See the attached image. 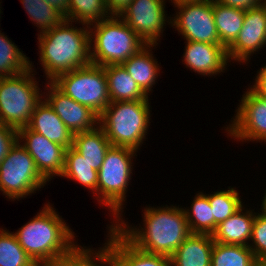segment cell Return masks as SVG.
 <instances>
[{
    "label": "cell",
    "instance_id": "9c48e42d",
    "mask_svg": "<svg viewBox=\"0 0 266 266\" xmlns=\"http://www.w3.org/2000/svg\"><path fill=\"white\" fill-rule=\"evenodd\" d=\"M46 182L34 159L17 141L0 163V191L10 199H19L34 193Z\"/></svg>",
    "mask_w": 266,
    "mask_h": 266
},
{
    "label": "cell",
    "instance_id": "44dd1931",
    "mask_svg": "<svg viewBox=\"0 0 266 266\" xmlns=\"http://www.w3.org/2000/svg\"><path fill=\"white\" fill-rule=\"evenodd\" d=\"M104 70L110 102L148 99L122 64L107 65L104 66Z\"/></svg>",
    "mask_w": 266,
    "mask_h": 266
},
{
    "label": "cell",
    "instance_id": "484cf974",
    "mask_svg": "<svg viewBox=\"0 0 266 266\" xmlns=\"http://www.w3.org/2000/svg\"><path fill=\"white\" fill-rule=\"evenodd\" d=\"M63 177L78 181L85 187L97 192L98 171L91 168L90 164L73 147L66 149Z\"/></svg>",
    "mask_w": 266,
    "mask_h": 266
},
{
    "label": "cell",
    "instance_id": "4fadbf2b",
    "mask_svg": "<svg viewBox=\"0 0 266 266\" xmlns=\"http://www.w3.org/2000/svg\"><path fill=\"white\" fill-rule=\"evenodd\" d=\"M241 103L229 134L240 140L266 141V98L248 90Z\"/></svg>",
    "mask_w": 266,
    "mask_h": 266
},
{
    "label": "cell",
    "instance_id": "9a60e30c",
    "mask_svg": "<svg viewBox=\"0 0 266 266\" xmlns=\"http://www.w3.org/2000/svg\"><path fill=\"white\" fill-rule=\"evenodd\" d=\"M48 85L50 93L45 100L73 135L96 129L94 124H99L97 113L65 95L52 82Z\"/></svg>",
    "mask_w": 266,
    "mask_h": 266
},
{
    "label": "cell",
    "instance_id": "8d00e7d4",
    "mask_svg": "<svg viewBox=\"0 0 266 266\" xmlns=\"http://www.w3.org/2000/svg\"><path fill=\"white\" fill-rule=\"evenodd\" d=\"M216 1L223 5L243 10L254 8L263 4L262 0H216Z\"/></svg>",
    "mask_w": 266,
    "mask_h": 266
},
{
    "label": "cell",
    "instance_id": "3957f363",
    "mask_svg": "<svg viewBox=\"0 0 266 266\" xmlns=\"http://www.w3.org/2000/svg\"><path fill=\"white\" fill-rule=\"evenodd\" d=\"M70 21L64 20L59 25L40 33V60L47 78L52 82L57 76L85 67L91 63L90 32L70 27Z\"/></svg>",
    "mask_w": 266,
    "mask_h": 266
},
{
    "label": "cell",
    "instance_id": "d4e9b609",
    "mask_svg": "<svg viewBox=\"0 0 266 266\" xmlns=\"http://www.w3.org/2000/svg\"><path fill=\"white\" fill-rule=\"evenodd\" d=\"M191 205V212L184 210L191 233L212 235L218 224L214 221L209 195L198 193Z\"/></svg>",
    "mask_w": 266,
    "mask_h": 266
},
{
    "label": "cell",
    "instance_id": "ac0fdd59",
    "mask_svg": "<svg viewBox=\"0 0 266 266\" xmlns=\"http://www.w3.org/2000/svg\"><path fill=\"white\" fill-rule=\"evenodd\" d=\"M27 127L66 149L73 145V133L66 127L46 100L44 102L40 101L36 105Z\"/></svg>",
    "mask_w": 266,
    "mask_h": 266
},
{
    "label": "cell",
    "instance_id": "8fae6325",
    "mask_svg": "<svg viewBox=\"0 0 266 266\" xmlns=\"http://www.w3.org/2000/svg\"><path fill=\"white\" fill-rule=\"evenodd\" d=\"M164 0H133L120 16L146 45H155L165 24Z\"/></svg>",
    "mask_w": 266,
    "mask_h": 266
},
{
    "label": "cell",
    "instance_id": "74e56055",
    "mask_svg": "<svg viewBox=\"0 0 266 266\" xmlns=\"http://www.w3.org/2000/svg\"><path fill=\"white\" fill-rule=\"evenodd\" d=\"M256 78L255 85H253V88L251 87L250 90L254 94L266 98V66L260 69Z\"/></svg>",
    "mask_w": 266,
    "mask_h": 266
},
{
    "label": "cell",
    "instance_id": "5b68a950",
    "mask_svg": "<svg viewBox=\"0 0 266 266\" xmlns=\"http://www.w3.org/2000/svg\"><path fill=\"white\" fill-rule=\"evenodd\" d=\"M93 27L95 31H90V38L94 35V41L90 39L94 42L90 51L91 64L103 67L122 64L146 45L120 16L119 19L110 16Z\"/></svg>",
    "mask_w": 266,
    "mask_h": 266
},
{
    "label": "cell",
    "instance_id": "603a6c76",
    "mask_svg": "<svg viewBox=\"0 0 266 266\" xmlns=\"http://www.w3.org/2000/svg\"><path fill=\"white\" fill-rule=\"evenodd\" d=\"M152 46L154 45H145L136 54L122 63L128 74L147 96L149 91H151L152 85L155 83L156 77H158L159 71L158 64L152 57L153 54L149 52L151 51L149 48Z\"/></svg>",
    "mask_w": 266,
    "mask_h": 266
},
{
    "label": "cell",
    "instance_id": "e575fe53",
    "mask_svg": "<svg viewBox=\"0 0 266 266\" xmlns=\"http://www.w3.org/2000/svg\"><path fill=\"white\" fill-rule=\"evenodd\" d=\"M17 141V130L0 122V163Z\"/></svg>",
    "mask_w": 266,
    "mask_h": 266
},
{
    "label": "cell",
    "instance_id": "d6986e66",
    "mask_svg": "<svg viewBox=\"0 0 266 266\" xmlns=\"http://www.w3.org/2000/svg\"><path fill=\"white\" fill-rule=\"evenodd\" d=\"M214 240L208 234H190L170 257V266H211Z\"/></svg>",
    "mask_w": 266,
    "mask_h": 266
},
{
    "label": "cell",
    "instance_id": "f1b7e54d",
    "mask_svg": "<svg viewBox=\"0 0 266 266\" xmlns=\"http://www.w3.org/2000/svg\"><path fill=\"white\" fill-rule=\"evenodd\" d=\"M106 6V0H69L68 21L81 20L83 25H93L110 16ZM72 18V19H71ZM92 23V24H91Z\"/></svg>",
    "mask_w": 266,
    "mask_h": 266
},
{
    "label": "cell",
    "instance_id": "cb8c5ba5",
    "mask_svg": "<svg viewBox=\"0 0 266 266\" xmlns=\"http://www.w3.org/2000/svg\"><path fill=\"white\" fill-rule=\"evenodd\" d=\"M213 15L219 41L227 49L242 29L245 10L226 6L213 0Z\"/></svg>",
    "mask_w": 266,
    "mask_h": 266
},
{
    "label": "cell",
    "instance_id": "60d3db41",
    "mask_svg": "<svg viewBox=\"0 0 266 266\" xmlns=\"http://www.w3.org/2000/svg\"><path fill=\"white\" fill-rule=\"evenodd\" d=\"M262 213L266 215V193H265V196H264V200L262 202Z\"/></svg>",
    "mask_w": 266,
    "mask_h": 266
},
{
    "label": "cell",
    "instance_id": "52a82bcc",
    "mask_svg": "<svg viewBox=\"0 0 266 266\" xmlns=\"http://www.w3.org/2000/svg\"><path fill=\"white\" fill-rule=\"evenodd\" d=\"M52 83L65 95L100 115L110 104L103 66L88 64L57 76Z\"/></svg>",
    "mask_w": 266,
    "mask_h": 266
},
{
    "label": "cell",
    "instance_id": "ba28073f",
    "mask_svg": "<svg viewBox=\"0 0 266 266\" xmlns=\"http://www.w3.org/2000/svg\"><path fill=\"white\" fill-rule=\"evenodd\" d=\"M135 152L128 147L110 146L98 171L97 192L100 193L97 194L98 198L102 197L98 200L111 208L116 218L120 217L122 202L126 198L125 191L132 173L131 158L136 155Z\"/></svg>",
    "mask_w": 266,
    "mask_h": 266
},
{
    "label": "cell",
    "instance_id": "5bb4252c",
    "mask_svg": "<svg viewBox=\"0 0 266 266\" xmlns=\"http://www.w3.org/2000/svg\"><path fill=\"white\" fill-rule=\"evenodd\" d=\"M266 44V7L261 4L245 10L244 22L235 41L226 49L228 60L245 63L251 53Z\"/></svg>",
    "mask_w": 266,
    "mask_h": 266
},
{
    "label": "cell",
    "instance_id": "ab89813d",
    "mask_svg": "<svg viewBox=\"0 0 266 266\" xmlns=\"http://www.w3.org/2000/svg\"><path fill=\"white\" fill-rule=\"evenodd\" d=\"M172 1V0H171ZM174 5L179 4V3H185V2H200L204 0H173Z\"/></svg>",
    "mask_w": 266,
    "mask_h": 266
},
{
    "label": "cell",
    "instance_id": "836d02e7",
    "mask_svg": "<svg viewBox=\"0 0 266 266\" xmlns=\"http://www.w3.org/2000/svg\"><path fill=\"white\" fill-rule=\"evenodd\" d=\"M251 239L253 246L248 247L253 252L255 258L258 261H266V215L261 213L255 215V219L252 226Z\"/></svg>",
    "mask_w": 266,
    "mask_h": 266
},
{
    "label": "cell",
    "instance_id": "7c38bea8",
    "mask_svg": "<svg viewBox=\"0 0 266 266\" xmlns=\"http://www.w3.org/2000/svg\"><path fill=\"white\" fill-rule=\"evenodd\" d=\"M17 134L18 141L25 140L22 146L34 159L38 171L47 181L51 176L62 175L65 165V147L49 141L45 136L28 127L20 128Z\"/></svg>",
    "mask_w": 266,
    "mask_h": 266
},
{
    "label": "cell",
    "instance_id": "4316f807",
    "mask_svg": "<svg viewBox=\"0 0 266 266\" xmlns=\"http://www.w3.org/2000/svg\"><path fill=\"white\" fill-rule=\"evenodd\" d=\"M257 261L248 246L213 244L211 266H256Z\"/></svg>",
    "mask_w": 266,
    "mask_h": 266
},
{
    "label": "cell",
    "instance_id": "7402d4cb",
    "mask_svg": "<svg viewBox=\"0 0 266 266\" xmlns=\"http://www.w3.org/2000/svg\"><path fill=\"white\" fill-rule=\"evenodd\" d=\"M111 146L109 139L100 127L88 132L74 134L72 147L83 156L91 168L99 171L106 151Z\"/></svg>",
    "mask_w": 266,
    "mask_h": 266
},
{
    "label": "cell",
    "instance_id": "8992f818",
    "mask_svg": "<svg viewBox=\"0 0 266 266\" xmlns=\"http://www.w3.org/2000/svg\"><path fill=\"white\" fill-rule=\"evenodd\" d=\"M29 70L0 78V122L16 130L27 127L40 97Z\"/></svg>",
    "mask_w": 266,
    "mask_h": 266
},
{
    "label": "cell",
    "instance_id": "2e32d148",
    "mask_svg": "<svg viewBox=\"0 0 266 266\" xmlns=\"http://www.w3.org/2000/svg\"><path fill=\"white\" fill-rule=\"evenodd\" d=\"M110 227V239L104 247L115 266H170V258L143 251L133 245L115 226Z\"/></svg>",
    "mask_w": 266,
    "mask_h": 266
},
{
    "label": "cell",
    "instance_id": "1f68e13d",
    "mask_svg": "<svg viewBox=\"0 0 266 266\" xmlns=\"http://www.w3.org/2000/svg\"><path fill=\"white\" fill-rule=\"evenodd\" d=\"M209 203L212 208L214 221L219 224L228 217L243 208L238 192L234 188L227 191H217L209 196Z\"/></svg>",
    "mask_w": 266,
    "mask_h": 266
},
{
    "label": "cell",
    "instance_id": "b9f144b4",
    "mask_svg": "<svg viewBox=\"0 0 266 266\" xmlns=\"http://www.w3.org/2000/svg\"><path fill=\"white\" fill-rule=\"evenodd\" d=\"M256 266H266V261H257Z\"/></svg>",
    "mask_w": 266,
    "mask_h": 266
},
{
    "label": "cell",
    "instance_id": "6da1fadb",
    "mask_svg": "<svg viewBox=\"0 0 266 266\" xmlns=\"http://www.w3.org/2000/svg\"><path fill=\"white\" fill-rule=\"evenodd\" d=\"M45 206L14 234L37 266L61 265L79 247L72 243L74 234L66 223L50 205Z\"/></svg>",
    "mask_w": 266,
    "mask_h": 266
},
{
    "label": "cell",
    "instance_id": "30bf717a",
    "mask_svg": "<svg viewBox=\"0 0 266 266\" xmlns=\"http://www.w3.org/2000/svg\"><path fill=\"white\" fill-rule=\"evenodd\" d=\"M176 5L180 12L170 23L181 32L186 41L221 44L214 21L213 0Z\"/></svg>",
    "mask_w": 266,
    "mask_h": 266
},
{
    "label": "cell",
    "instance_id": "4dcf8cb0",
    "mask_svg": "<svg viewBox=\"0 0 266 266\" xmlns=\"http://www.w3.org/2000/svg\"><path fill=\"white\" fill-rule=\"evenodd\" d=\"M21 2L31 21L36 22L41 28L40 33L50 30L65 20L58 10L45 0H21Z\"/></svg>",
    "mask_w": 266,
    "mask_h": 266
},
{
    "label": "cell",
    "instance_id": "f546056e",
    "mask_svg": "<svg viewBox=\"0 0 266 266\" xmlns=\"http://www.w3.org/2000/svg\"><path fill=\"white\" fill-rule=\"evenodd\" d=\"M0 266H37L20 246L15 234L0 230Z\"/></svg>",
    "mask_w": 266,
    "mask_h": 266
},
{
    "label": "cell",
    "instance_id": "7a4b0ae2",
    "mask_svg": "<svg viewBox=\"0 0 266 266\" xmlns=\"http://www.w3.org/2000/svg\"><path fill=\"white\" fill-rule=\"evenodd\" d=\"M145 229H126L125 222L115 227L139 249L171 257L176 249L191 234L184 209L175 207L146 208ZM145 230V231H144Z\"/></svg>",
    "mask_w": 266,
    "mask_h": 266
},
{
    "label": "cell",
    "instance_id": "ffe728a7",
    "mask_svg": "<svg viewBox=\"0 0 266 266\" xmlns=\"http://www.w3.org/2000/svg\"><path fill=\"white\" fill-rule=\"evenodd\" d=\"M241 212L242 208L217 225L212 234L214 242L248 246L246 241L251 239L255 215L252 211H247L243 215Z\"/></svg>",
    "mask_w": 266,
    "mask_h": 266
},
{
    "label": "cell",
    "instance_id": "d6a6232c",
    "mask_svg": "<svg viewBox=\"0 0 266 266\" xmlns=\"http://www.w3.org/2000/svg\"><path fill=\"white\" fill-rule=\"evenodd\" d=\"M92 250L78 248L71 256H69L63 263V266H100L95 262L100 261L101 264H108L109 266H115L109 251L106 248H102L97 253L95 252V258L91 255ZM94 258V259H93ZM94 261H93V260ZM98 259V260H97ZM103 262V263H102Z\"/></svg>",
    "mask_w": 266,
    "mask_h": 266
},
{
    "label": "cell",
    "instance_id": "f35d334b",
    "mask_svg": "<svg viewBox=\"0 0 266 266\" xmlns=\"http://www.w3.org/2000/svg\"><path fill=\"white\" fill-rule=\"evenodd\" d=\"M49 5L58 10V12L68 20L69 0H45Z\"/></svg>",
    "mask_w": 266,
    "mask_h": 266
},
{
    "label": "cell",
    "instance_id": "277c9868",
    "mask_svg": "<svg viewBox=\"0 0 266 266\" xmlns=\"http://www.w3.org/2000/svg\"><path fill=\"white\" fill-rule=\"evenodd\" d=\"M149 108L148 99L110 102L98 122L111 146L137 150L147 133Z\"/></svg>",
    "mask_w": 266,
    "mask_h": 266
},
{
    "label": "cell",
    "instance_id": "e0dca14e",
    "mask_svg": "<svg viewBox=\"0 0 266 266\" xmlns=\"http://www.w3.org/2000/svg\"><path fill=\"white\" fill-rule=\"evenodd\" d=\"M184 63L202 75L222 72L227 65L226 49L221 44L187 41Z\"/></svg>",
    "mask_w": 266,
    "mask_h": 266
},
{
    "label": "cell",
    "instance_id": "83f0119b",
    "mask_svg": "<svg viewBox=\"0 0 266 266\" xmlns=\"http://www.w3.org/2000/svg\"><path fill=\"white\" fill-rule=\"evenodd\" d=\"M31 66L30 60L17 46L0 33V78L20 74L29 70Z\"/></svg>",
    "mask_w": 266,
    "mask_h": 266
},
{
    "label": "cell",
    "instance_id": "d590c367",
    "mask_svg": "<svg viewBox=\"0 0 266 266\" xmlns=\"http://www.w3.org/2000/svg\"><path fill=\"white\" fill-rule=\"evenodd\" d=\"M133 0H106L107 10L111 16H121Z\"/></svg>",
    "mask_w": 266,
    "mask_h": 266
}]
</instances>
